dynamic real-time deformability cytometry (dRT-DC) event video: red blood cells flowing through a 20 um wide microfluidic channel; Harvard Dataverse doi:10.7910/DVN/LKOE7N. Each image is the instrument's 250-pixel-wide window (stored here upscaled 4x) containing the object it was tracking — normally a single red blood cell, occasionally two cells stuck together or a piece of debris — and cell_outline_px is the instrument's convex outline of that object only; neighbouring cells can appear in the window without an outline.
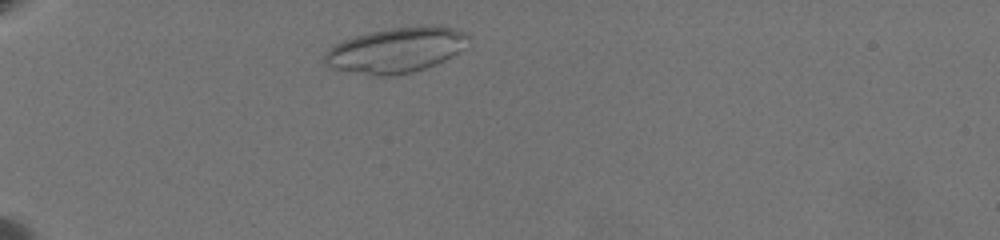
{"species": "common noctule bat (a hibernating species)", "species_latin": "Nyctalus noctula", "temperature_condition": "warm", "stored_images_in_passage": 41, "camera_frame_rate_fps": 3000, "um_per_image_px": 0.085, "animal": {"sex": "female", "body_mass_g": 19.5, "forearm_length_mm": 54.1}, "frame": {"image": 1, "passage_image": 4, "time_ms": 1.0, "image_size_px": [1000, 240], "cell_outline_px": [[468, 36], [464, 48], [444, 60], [424, 68], [412, 72], [392, 76], [376, 76], [332, 68], [324, 64], [324, 56], [336, 44], [344, 40], [368, 32], [392, 28], [452, 28], [464, 32]], "centroid_in_image_um": [33.61, 4.3], "position_along_channel_um": 51.4, "area_um2": 36.59}}
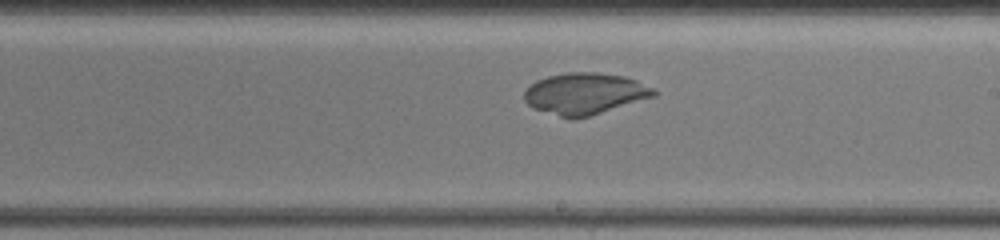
{"frame": {"image": 2, "passage_image": 24, "time_ms": 7.667, "image_size_px": [1000, 240], "cell_outline_px": [[660, 92], [656, 96], [576, 120], [568, 120], [532, 108], [524, 100], [524, 92], [536, 80], [548, 76], [568, 72], [596, 72], [624, 76], [636, 80], [656, 88]], "centroid_in_image_um": [49.73, 7.98], "position_along_channel_um": 239.3, "area_um2": 31.79}}
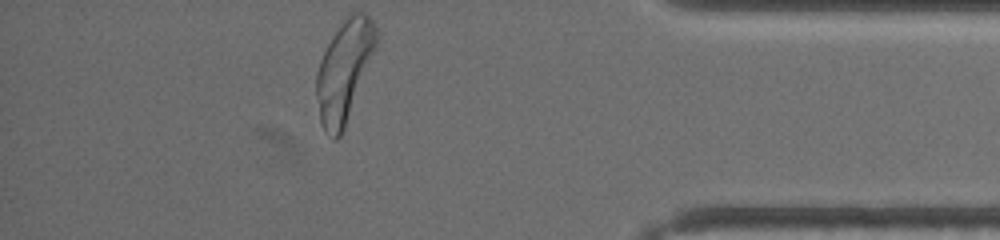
{"frame": {"image": 3, "passage_image": 41, "time_ms": 13.333, "image_size_px": [1000, 240], "cell_outline_px": [[376, 44], [344, 128], [340, 136], [336, 140], [332, 140], [324, 132], [320, 120], [316, 96], [316, 72], [320, 60], [328, 44], [344, 20], [352, 12], [364, 12], [372, 20], [376, 28]], "centroid_in_image_um": [29.22, 6.05], "position_along_channel_um": 406.0, "area_um2": 34.16}}